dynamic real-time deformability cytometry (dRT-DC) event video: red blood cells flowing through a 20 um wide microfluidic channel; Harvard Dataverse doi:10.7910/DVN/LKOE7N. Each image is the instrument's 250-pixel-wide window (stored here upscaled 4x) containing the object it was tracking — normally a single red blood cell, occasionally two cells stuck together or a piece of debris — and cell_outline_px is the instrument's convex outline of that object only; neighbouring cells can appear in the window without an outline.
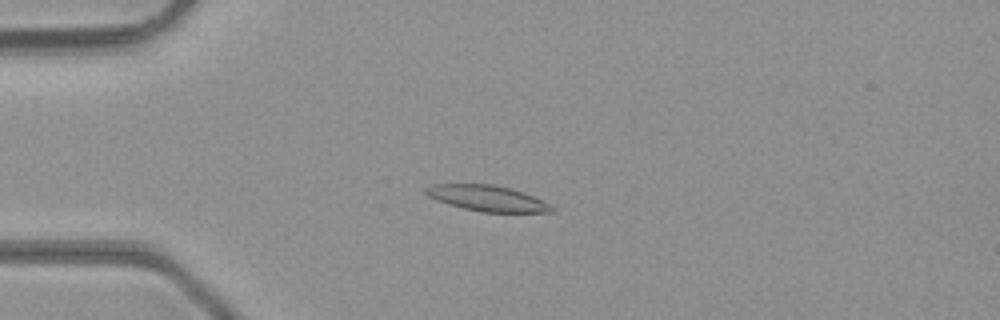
{"species": "common noctule bat (a hibernating species)", "species_latin": "Nyctalus noctula", "temperature_condition": "room temperature", "stored_images_in_passage": 43, "camera_frame_rate_fps": 3000, "um_per_image_px": 0.085, "animal": {"sex": "male", "body_mass_g": 23.1, "forearm_length_mm": 52.7}, "frame": {"image": 1, "passage_image": 8, "time_ms": 2.333, "image_size_px": [1000, 320], "cell_outline_px": [[556, 212], [484, 212], [464, 208], [448, 204], [436, 200], [428, 196], [424, 192], [424, 188], [432, 184], [492, 184], [508, 188], [544, 200], [556, 208]], "centroid_in_image_um": [41.42, 16.86], "position_along_channel_um": 43.6, "area_um2": 18.84}}
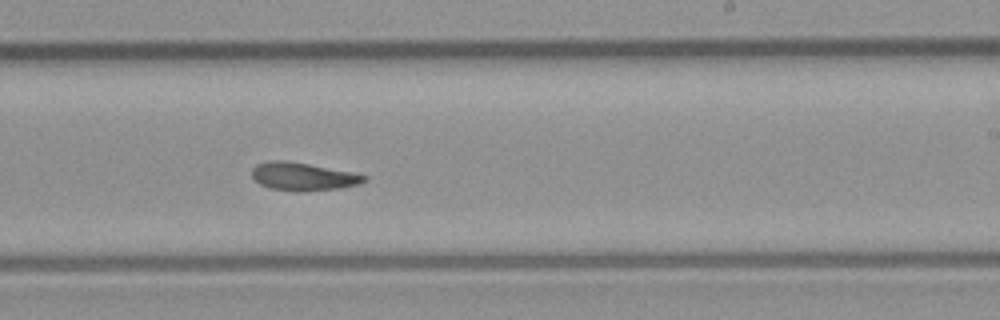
{"frame": {"image": 2, "passage_image": 25, "time_ms": 8.0, "image_size_px": [1000, 320], "cell_outline_px": [[368, 180], [360, 184], [340, 188], [308, 192], [296, 192], [272, 188], [260, 184], [252, 176], [252, 168], [256, 164], [268, 160], [284, 160], [308, 164], [352, 172], [368, 176]], "centroid_in_image_um": [25.78, 15.01], "position_along_channel_um": 263.2, "area_um2": 18.5}}
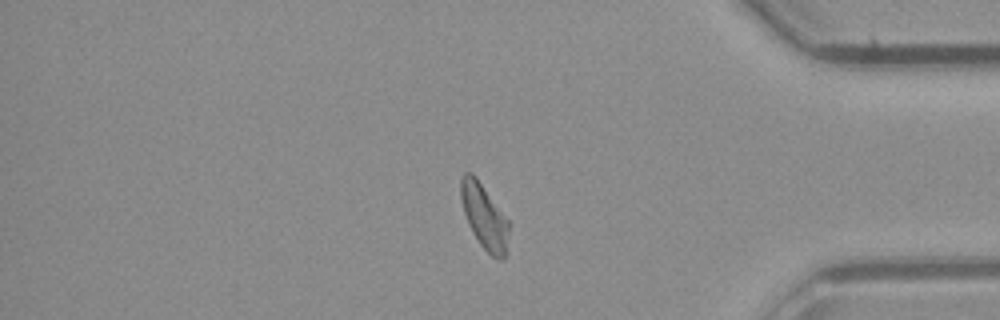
{"frame": {"image": 3, "passage_image": 36, "time_ms": 11.667, "image_size_px": [1000, 320], "cell_outline_px": [[508, 232], [504, 260], [496, 260], [480, 244], [472, 232], [468, 224], [464, 212], [460, 196], [460, 176], [464, 172], [472, 172], [476, 176], [508, 220]], "centroid_in_image_um": [41.13, 18.37], "position_along_channel_um": 394.1, "area_um2": 18.03}, "authors_computed_cell_mechanics": {"area_um2": 18.496, "velocity_mm_per_s": 4.3107, "shape_relaxation_time_tau1_ms": null, "shape_relaxation_time_tau2_ms": 9.806, "deformation_change_tau1": null, "deformation_change_tau2": 0.2}}